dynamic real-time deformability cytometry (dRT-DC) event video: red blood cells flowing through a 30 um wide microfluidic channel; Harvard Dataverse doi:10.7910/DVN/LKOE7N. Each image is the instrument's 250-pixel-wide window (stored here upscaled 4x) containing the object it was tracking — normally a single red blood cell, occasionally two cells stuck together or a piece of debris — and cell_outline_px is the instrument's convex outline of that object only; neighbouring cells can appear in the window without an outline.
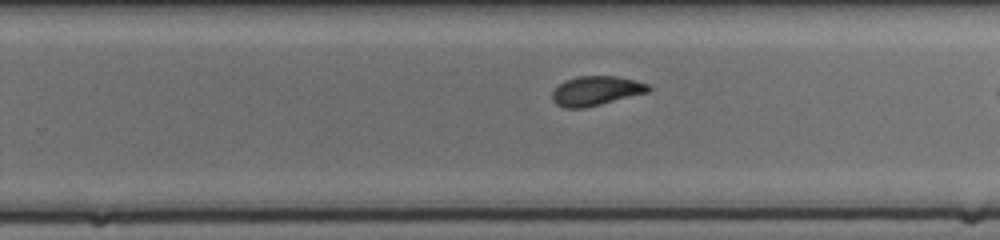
{"species": "common noctule bat (a hibernating species)", "species_latin": "Nyctalus noctula", "temperature_condition": "cold", "stored_images_in_passage": 25, "camera_frame_rate_fps": 3000, "um_per_image_px": 0.085, "animal": {"sex": "female", "body_mass_g": 17.0, "forearm_length_mm": 48.0}, "frame": {"image": 1, "passage_image": 18, "time_ms": 5.667, "image_size_px": [1000, 240], "cell_outline_px": [[652, 88], [648, 92], [584, 108], [564, 108], [556, 104], [552, 100], [552, 92], [564, 80], [576, 76], [616, 76], [636, 80], [648, 84]], "centroid_in_image_um": [50.65, 7.71], "position_along_channel_um": 279.1, "area_um2": 16.47}}